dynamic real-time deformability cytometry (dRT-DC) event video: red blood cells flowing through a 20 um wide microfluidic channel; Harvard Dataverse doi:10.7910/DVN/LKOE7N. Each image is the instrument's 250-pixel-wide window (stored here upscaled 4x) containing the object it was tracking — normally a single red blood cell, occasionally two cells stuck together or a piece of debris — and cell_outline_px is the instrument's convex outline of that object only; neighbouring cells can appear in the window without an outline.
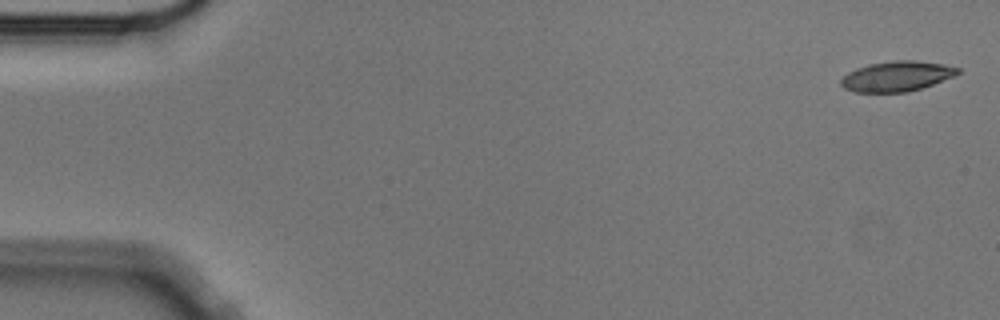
{"species": "Egyptian fruit bat (a non-hibernating species)", "species_latin": "Rousettus aegyptiacus", "temperature_condition": "cold", "stored_images_in_passage": 5, "camera_frame_rate_fps": 3000, "um_per_image_px": 0.085, "animal": {"sex": "male"}, "frame": {"image": 1, "passage_image": 1, "time_ms": 0.0, "image_size_px": [1000, 320], "cell_outline_px": [[960, 72], [952, 76], [932, 84], [908, 92], [856, 92], [844, 88], [840, 84], [840, 80], [848, 72], [856, 68], [868, 64], [896, 60], [916, 60], [944, 64], [960, 68]], "centroid_in_image_um": [76.2, 6.47], "position_along_channel_um": 8.8, "area_um2": 20.4}}
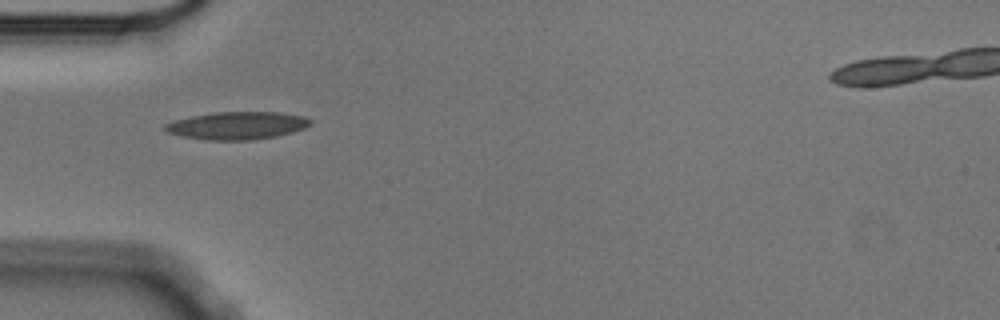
{"frame": {"image": 2, "passage_image": 5, "time_ms": 1.333, "image_size_px": [1000, 320], "cell_outline_px": [[312, 124], [304, 128], [292, 132], [276, 136], [252, 140], [208, 140], [184, 136], [168, 132], [164, 128], [164, 124], [176, 120], [192, 116], [212, 112], [280, 112], [304, 116], [312, 120]], "centroid_in_image_um": [20.2, 10.66], "position_along_channel_um": 64.8, "area_um2": 23.35}}